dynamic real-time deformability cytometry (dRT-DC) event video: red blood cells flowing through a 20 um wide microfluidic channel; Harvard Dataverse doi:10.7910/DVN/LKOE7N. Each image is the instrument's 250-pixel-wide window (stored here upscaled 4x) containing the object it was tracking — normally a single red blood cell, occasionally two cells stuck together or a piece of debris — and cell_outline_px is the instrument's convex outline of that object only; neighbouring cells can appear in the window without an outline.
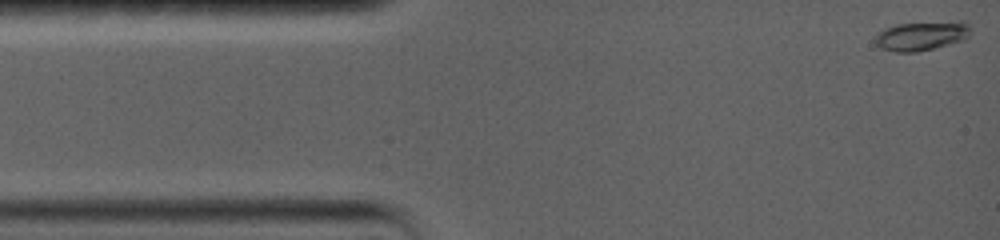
{"species": "common noctule bat (a hibernating species)", "species_latin": "Nyctalus noctula", "temperature_condition": "warm", "stored_images_in_passage": 32, "camera_frame_rate_fps": 5000, "um_per_image_px": 0.085, "animal": {"sex": "female", "body_mass_g": 19.0, "forearm_length_mm": 56.7}, "frame": {"image": 1, "passage_image": 1, "time_ms": 0.0, "image_size_px": [1000, 240], "cell_outline_px": [[968, 36], [960, 40], [948, 44], [916, 52], [896, 52], [880, 48], [876, 44], [876, 36], [884, 28], [896, 24], [960, 20], [964, 20], [968, 24]], "centroid_in_image_um": [78.31, 3.02], "position_along_channel_um": 6.7, "area_um2": 16.07}}
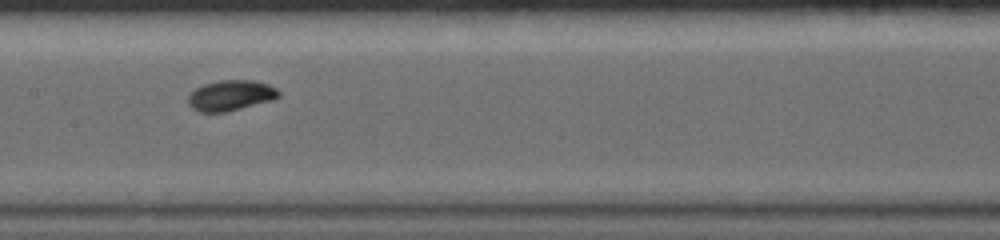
{"frame": {"image": 2, "passage_image": 19, "time_ms": 7.2, "image_size_px": [1000, 240], "cell_outline_px": [[280, 96], [272, 100], [224, 112], [200, 112], [192, 108], [188, 104], [188, 96], [196, 88], [204, 84], [220, 80], [252, 80], [268, 84], [276, 88], [280, 92]], "centroid_in_image_um": [19.61, 8.1], "position_along_channel_um": 187.8, "area_um2": 15.95}}
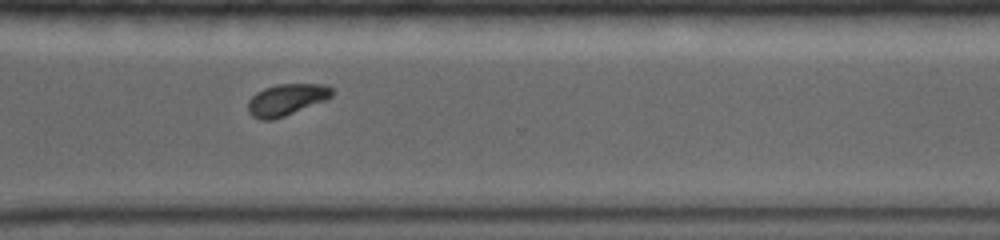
{"frame": {"image": 3, "passage_image": 32, "time_ms": 11.6, "image_size_px": [1000, 240], "cell_outline_px": [[332, 96], [328, 100], [284, 116], [272, 120], [260, 120], [252, 116], [248, 112], [248, 100], [256, 92], [264, 88], [276, 84], [328, 84], [332, 88]], "centroid_in_image_um": [24.36, 8.47], "position_along_channel_um": 346.2, "area_um2": 15.66}}